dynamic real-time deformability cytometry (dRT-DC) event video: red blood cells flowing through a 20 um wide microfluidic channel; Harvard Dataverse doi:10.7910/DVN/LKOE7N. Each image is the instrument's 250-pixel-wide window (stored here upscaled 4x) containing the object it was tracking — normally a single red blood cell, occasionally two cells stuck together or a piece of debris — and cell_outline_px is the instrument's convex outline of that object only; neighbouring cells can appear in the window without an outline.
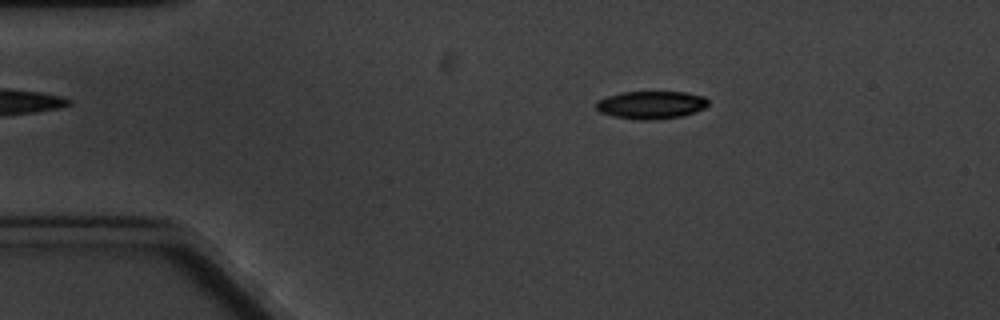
{"species": "common noctule bat (a hibernating species)", "species_latin": "Nyctalus noctula", "temperature_condition": "cold", "stored_images_in_passage": 3, "camera_frame_rate_fps": 3000, "um_per_image_px": 0.085, "animal": {"sex": "male", "body_mass_g": 20.1, "forearm_length_mm": 53.5}, "frame": {"image": 1, "passage_image": 1, "time_ms": 0.0, "image_size_px": [1000, 320], "cell_outline_px": [[708, 104], [704, 108], [680, 116], [652, 120], [640, 120], [612, 116], [600, 112], [596, 108], [596, 100], [620, 92], [688, 92], [704, 96], [708, 100]], "centroid_in_image_um": [55.32, 8.91], "position_along_channel_um": 29.7, "area_um2": 18.15}}
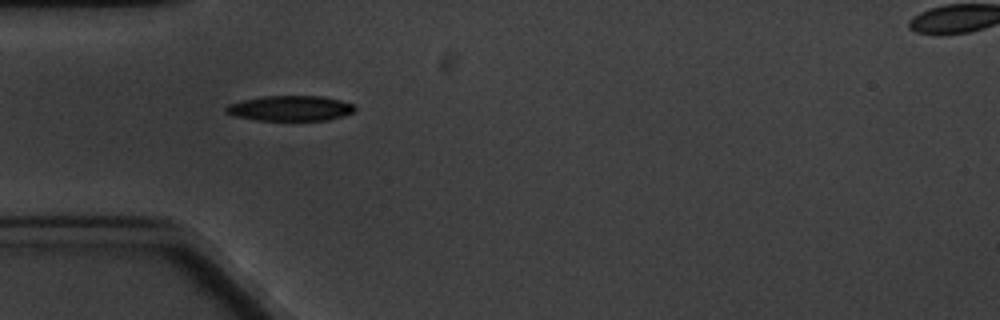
{"frame": {"image": 2, "passage_image": 3, "time_ms": 2.333, "image_size_px": [1000, 320], "cell_outline_px": [[356, 108], [352, 112], [344, 116], [328, 120], [256, 120], [236, 116], [224, 112], [224, 108], [228, 104], [244, 100], [264, 96], [320, 96], [340, 100], [352, 104]], "centroid_in_image_um": [24.66, 9.21], "position_along_channel_um": 60.3, "area_um2": 18.84}}